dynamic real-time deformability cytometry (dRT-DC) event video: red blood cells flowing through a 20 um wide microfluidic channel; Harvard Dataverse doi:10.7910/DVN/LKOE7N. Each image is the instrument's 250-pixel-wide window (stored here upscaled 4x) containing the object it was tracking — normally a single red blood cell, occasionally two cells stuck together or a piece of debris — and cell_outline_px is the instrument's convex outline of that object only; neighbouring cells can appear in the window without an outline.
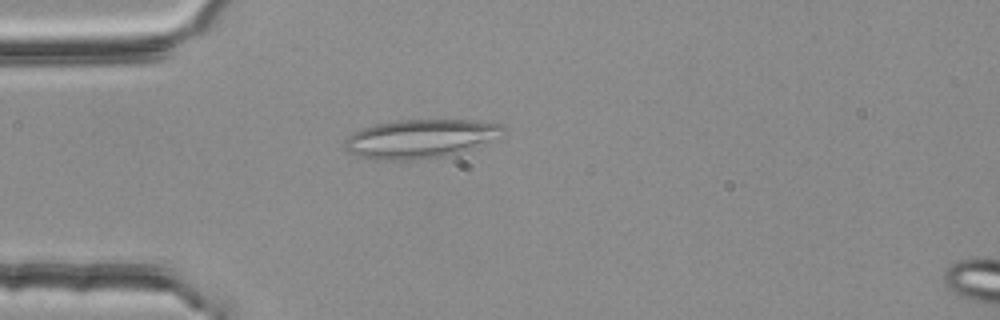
{"species": "common noctule bat (a hibernating species)", "species_latin": "Nyctalus noctula", "temperature_condition": "room temperature", "stored_images_in_passage": 54, "segment_of_instrument_passage": [1, 2], "camera_frame_rate_fps": 3000, "um_per_image_px": 0.085, "animal": {"sex": "female", "body_mass_g": 25.1}, "frame": {"image": 1, "passage_image": 15, "time_ms": 4.667, "image_size_px": [1000, 320], "cell_outline_px": [[504, 132], [496, 140], [476, 148], [440, 156], [408, 160], [384, 160], [360, 156], [348, 152], [344, 148], [344, 140], [348, 136], [364, 128], [376, 124], [396, 120], [468, 120], [500, 124], [504, 128]], "centroid_in_image_um": [35.76, 11.78], "position_along_channel_um": 49.2, "area_um2": 35.49}}